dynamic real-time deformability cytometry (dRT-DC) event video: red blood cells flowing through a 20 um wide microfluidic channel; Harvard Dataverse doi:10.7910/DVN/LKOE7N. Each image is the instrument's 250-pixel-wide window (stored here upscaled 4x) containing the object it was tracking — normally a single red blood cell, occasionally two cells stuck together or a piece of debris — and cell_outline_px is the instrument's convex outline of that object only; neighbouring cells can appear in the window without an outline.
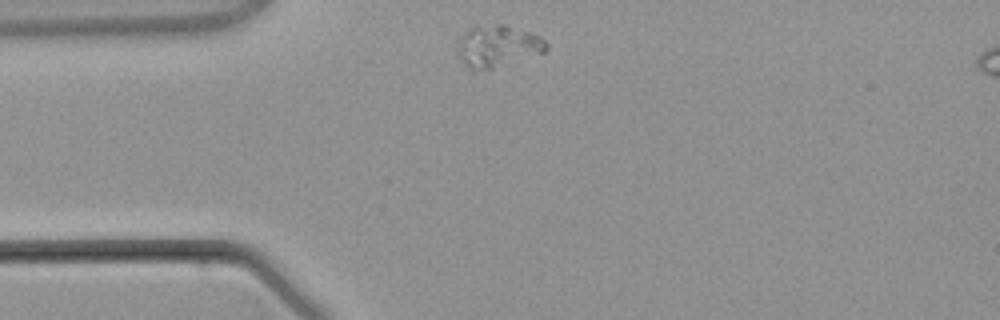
{"species": "common noctule bat (a hibernating species)", "species_latin": "Nyctalus noctula", "temperature_condition": "warm", "stored_images_in_passage": 2, "camera_frame_rate_fps": 3000, "um_per_image_px": 0.085, "animal": {"sex": "male", "body_mass_g": 21.5, "forearm_length_mm": 52.0}, "frame": {"image": 1, "passage_image": 1, "time_ms": 0.0, "image_size_px": [1000, 320], "cell_outline_px": [[548, 48], [544, 52], [492, 68], [476, 72], [472, 72], [460, 60], [456, 40], [468, 28], [496, 24], [504, 24], [540, 36], [548, 44]], "centroid_in_image_um": [42.24, 3.93], "position_along_channel_um": 42.8, "area_um2": 21.62}}